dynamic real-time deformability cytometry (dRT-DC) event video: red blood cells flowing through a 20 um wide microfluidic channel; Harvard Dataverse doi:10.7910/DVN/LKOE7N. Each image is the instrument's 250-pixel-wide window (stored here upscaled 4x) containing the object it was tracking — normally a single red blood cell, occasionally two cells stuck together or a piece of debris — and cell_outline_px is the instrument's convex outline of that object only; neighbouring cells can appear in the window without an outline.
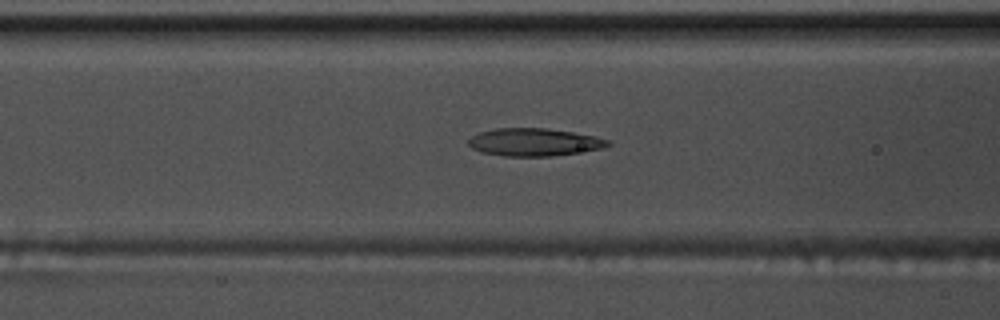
{"species": "common noctule bat (a hibernating species)", "species_latin": "Nyctalus noctula", "temperature_condition": "warm", "stored_images_in_passage": 39, "camera_frame_rate_fps": 3000, "um_per_image_px": 0.085, "animal": {"sex": "male", "body_mass_g": 17.5, "forearm_length_mm": 52.3}, "frame": {"image": 1, "passage_image": 7, "time_ms": 2.0, "image_size_px": [1000, 320], "cell_outline_px": [[612, 144], [604, 148], [552, 156], [504, 156], [480, 152], [472, 148], [468, 144], [468, 140], [472, 136], [480, 132], [496, 128], [548, 128], [596, 136], [608, 140]], "centroid_in_image_um": [45.4, 12.08], "position_along_channel_um": 121.2, "area_um2": 22.54}}
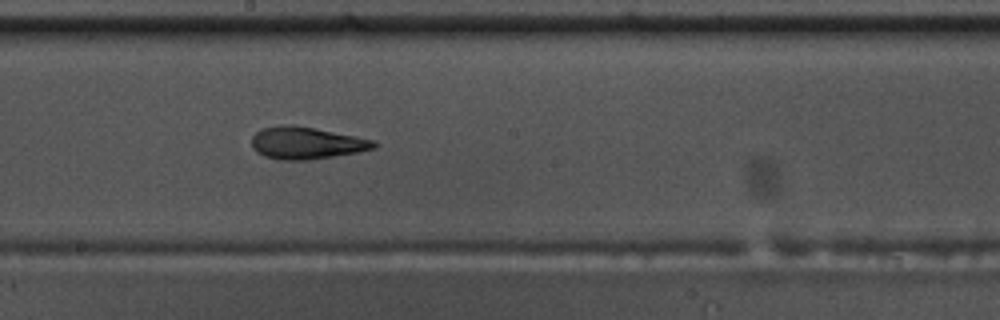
{"frame": {"image": 2, "passage_image": 15, "time_ms": 4.667, "image_size_px": [1000, 320], "cell_outline_px": [[376, 148], [356, 152], [308, 160], [280, 160], [264, 156], [256, 152], [252, 148], [252, 136], [256, 132], [264, 128], [280, 124], [288, 124], [316, 128], [376, 140]], "centroid_in_image_um": [26.02, 12.15], "position_along_channel_um": 222.2, "area_um2": 22.95}}
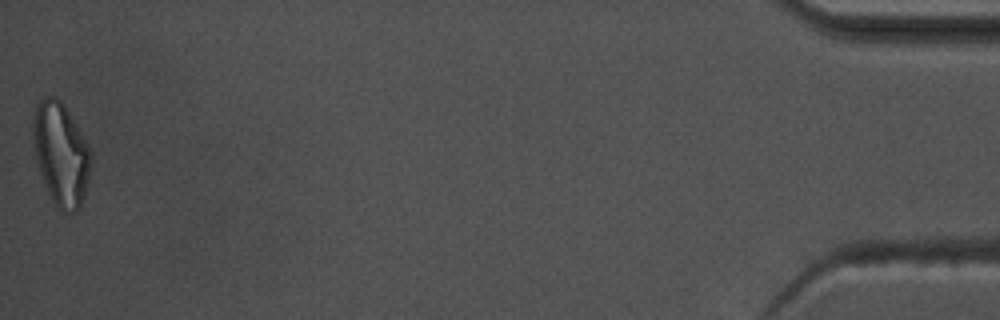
{"frame": {"image": 3, "passage_image": 39, "time_ms": 12.667, "image_size_px": [1000, 320], "cell_outline_px": [[92, 164], [84, 196], [80, 208], [72, 216], [60, 212], [52, 200], [48, 192], [40, 172], [36, 160], [32, 136], [32, 120], [36, 104], [44, 96], [56, 96], [64, 104], [88, 144], [92, 152]], "centroid_in_image_um": [5.18, 13.11], "position_along_channel_um": 430.0, "area_um2": 35.32}, "authors_computed_cell_mechanics": {"area_um2": 22.9466, "velocity_mm_per_s": 3.8033, "shape_relaxation_time_tau1_ms": null, "shape_relaxation_time_tau2_ms": 2.3428, "deformation_change_tau1": null, "deformation_change_tau2": 0.1115}}